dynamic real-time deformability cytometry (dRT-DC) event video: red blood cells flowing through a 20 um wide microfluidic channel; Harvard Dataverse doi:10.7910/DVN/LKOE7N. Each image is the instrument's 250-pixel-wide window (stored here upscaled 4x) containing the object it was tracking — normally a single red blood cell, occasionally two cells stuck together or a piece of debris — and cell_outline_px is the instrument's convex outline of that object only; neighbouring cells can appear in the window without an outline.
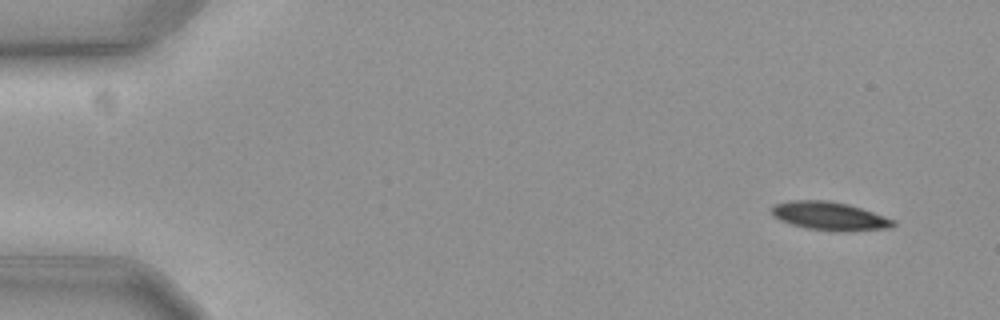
{"species": "common noctule bat (a hibernating species)", "species_latin": "Nyctalus noctula", "temperature_condition": "cold", "stored_images_in_passage": 55, "camera_frame_rate_fps": 3000, "um_per_image_px": 0.085, "animal": {"sex": "female", "body_mass_g": 19.3, "forearm_length_mm": 54.1}, "frame": {"image": 1, "passage_image": 1, "time_ms": 0.0, "image_size_px": [1000, 320], "cell_outline_px": [[896, 224], [888, 228], [840, 232], [808, 228], [792, 224], [780, 220], [772, 212], [772, 208], [776, 204], [788, 200], [828, 200], [848, 204], [896, 220]], "centroid_in_image_um": [70.54, 18.36], "position_along_channel_um": 14.5, "area_um2": 19.88}}
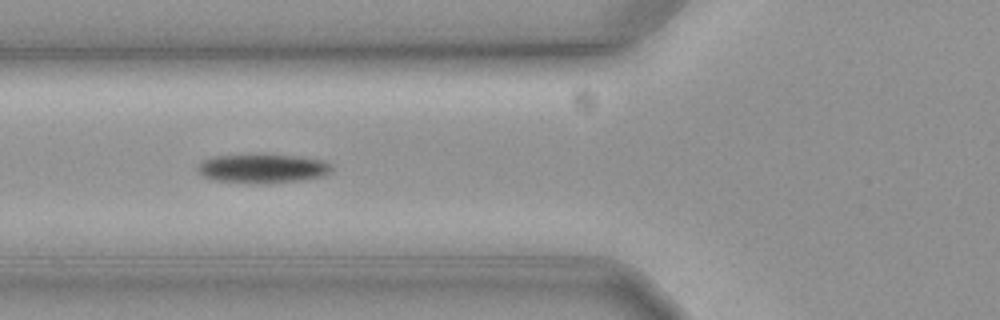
{"frame": {"image": 2, "passage_image": 19, "time_ms": 6.0, "image_size_px": [1000, 320], "cell_outline_px": [[332, 172], [324, 176], [300, 180], [272, 184], [252, 184], [212, 180], [196, 172], [196, 164], [204, 160], [216, 156], [292, 156], [320, 160], [332, 164]], "centroid_in_image_um": [22.29, 14.37], "position_along_channel_um": 103.5, "area_um2": 22.54}}
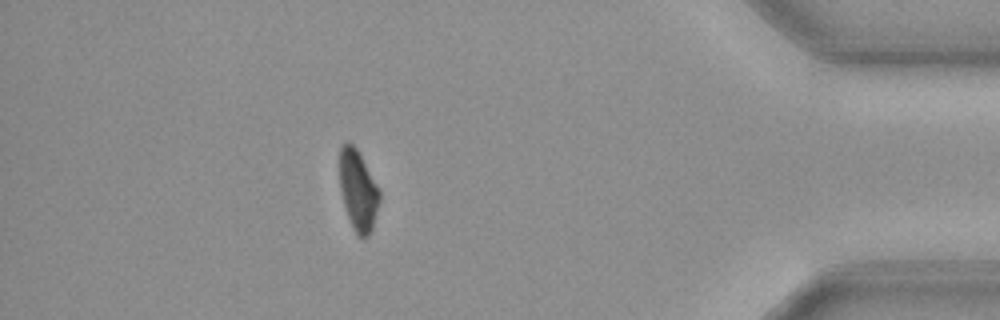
{"frame": {"image": 3, "passage_image": 48, "time_ms": 15.667, "image_size_px": [1000, 320], "cell_outline_px": [[380, 200], [372, 228], [368, 236], [360, 236], [352, 228], [340, 192], [340, 148], [348, 140], [356, 148], [380, 188]], "centroid_in_image_um": [30.44, 16.16], "position_along_channel_um": 404.8, "area_um2": 18.55}, "authors_computed_cell_mechanics": {"area_um2": 21.2704, "velocity_mm_per_s": 3.6082, "shape_relaxation_time_tau1_ms": 2.9294, "shape_relaxation_time_tau2_ms": null, "deformation_change_tau1": 0.1283, "deformation_change_tau2": null}}